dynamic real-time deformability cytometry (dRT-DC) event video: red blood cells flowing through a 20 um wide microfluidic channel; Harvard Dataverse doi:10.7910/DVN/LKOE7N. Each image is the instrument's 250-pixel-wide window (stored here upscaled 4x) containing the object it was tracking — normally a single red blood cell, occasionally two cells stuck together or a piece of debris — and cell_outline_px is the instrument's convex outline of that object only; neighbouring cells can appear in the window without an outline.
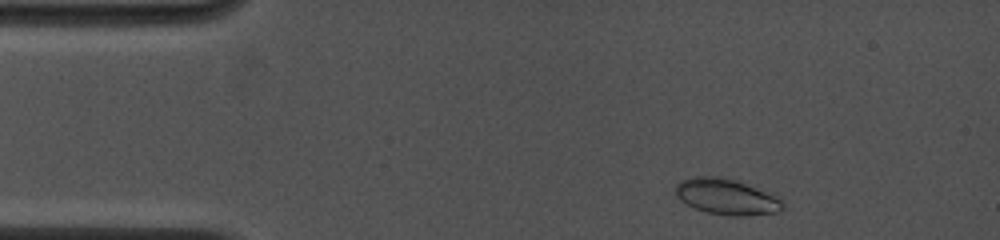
{"species": "common noctule bat (a hibernating species)", "species_latin": "Nyctalus noctula", "temperature_condition": "cold", "stored_images_in_passage": 60, "camera_frame_rate_fps": 4500, "um_per_image_px": 0.085, "animal": {"sex": "female", "body_mass_g": 19.0, "forearm_length_mm": 53.3}, "frame": {"image": 1, "passage_image": 4, "time_ms": 0.667, "image_size_px": [1000, 240], "cell_outline_px": [[784, 208], [780, 212], [744, 216], [728, 216], [708, 212], [696, 208], [680, 200], [676, 196], [676, 184], [680, 180], [696, 176], [720, 176], [736, 180], [764, 192], [780, 200], [784, 204]], "centroid_in_image_um": [61.71, 16.73], "position_along_channel_um": 23.3, "area_um2": 22.08}}
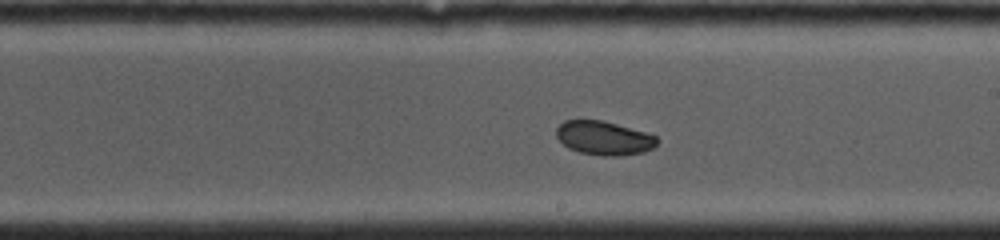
{"frame": {"image": 2, "passage_image": 35, "time_ms": 7.556, "image_size_px": [1000, 240], "cell_outline_px": [[660, 140], [652, 148], [644, 152], [620, 156], [604, 156], [580, 152], [568, 148], [556, 136], [556, 128], [564, 120], [600, 120], [616, 124], [644, 132], [656, 136]], "centroid_in_image_um": [51.33, 11.74], "position_along_channel_um": 237.7, "area_um2": 19.77}}
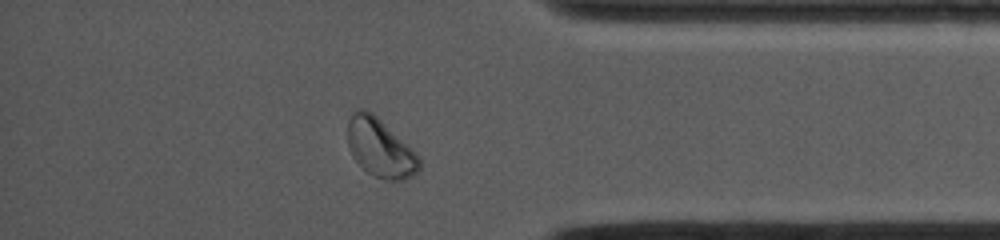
{"frame": {"image": 3, "passage_image": 54, "time_ms": 11.778, "image_size_px": [1000, 240], "cell_outline_px": [[420, 168], [412, 176], [404, 180], [384, 180], [368, 172], [352, 156], [348, 148], [348, 120], [352, 112], [356, 108], [364, 108], [372, 112], [416, 152], [420, 156]], "centroid_in_image_um": [32.31, 12.55], "position_along_channel_um": 402.9, "area_um2": 24.39}, "authors_computed_cell_mechanics": {"area_um2": 21.0392, "velocity_mm_per_s": 4.0702, "shape_relaxation_time_tau1_ms": 2.2806, "shape_relaxation_time_tau2_ms": null, "deformation_change_tau1": 0.0519, "deformation_change_tau2": null}}